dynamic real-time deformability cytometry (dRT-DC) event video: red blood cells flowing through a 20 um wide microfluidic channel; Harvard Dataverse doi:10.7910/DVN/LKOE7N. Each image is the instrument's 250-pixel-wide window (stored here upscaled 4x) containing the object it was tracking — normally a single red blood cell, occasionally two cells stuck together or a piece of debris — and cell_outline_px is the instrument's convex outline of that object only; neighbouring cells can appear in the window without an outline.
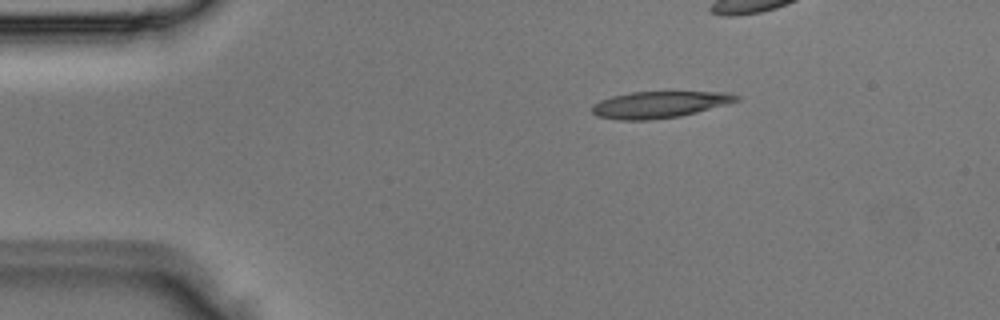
{"species": "Egyptian fruit bat (a non-hibernating species)", "species_latin": "Rousettus aegyptiacus", "temperature_condition": "room temperature", "stored_images_in_passage": 3, "camera_frame_rate_fps": 3000, "um_per_image_px": 0.085, "animal": {"sex": "male"}, "frame": {"image": 1, "passage_image": 1, "time_ms": 0.0, "image_size_px": [1000, 320], "cell_outline_px": [[740, 100], [728, 104], [680, 116], [652, 120], [620, 120], [596, 116], [592, 112], [592, 104], [600, 100], [612, 96], [632, 92], [728, 92], [740, 96]], "centroid_in_image_um": [56.05, 8.89], "position_along_channel_um": 29.0, "area_um2": 22.43}}